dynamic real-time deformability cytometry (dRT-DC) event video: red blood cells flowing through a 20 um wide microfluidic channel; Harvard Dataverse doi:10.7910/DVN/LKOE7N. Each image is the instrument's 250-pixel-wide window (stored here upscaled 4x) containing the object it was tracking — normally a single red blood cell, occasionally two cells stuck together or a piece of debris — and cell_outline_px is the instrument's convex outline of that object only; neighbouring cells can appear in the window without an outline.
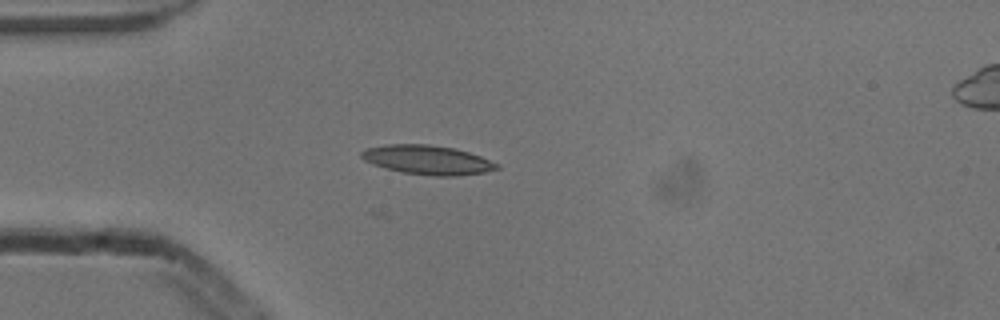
{"species": "common noctule bat (a hibernating species)", "species_latin": "Nyctalus noctula", "temperature_condition": "cold", "stored_images_in_passage": 4, "camera_frame_rate_fps": 3000, "um_per_image_px": 0.085, "animal": {"sex": "male", "body_mass_g": 13.3}, "frame": {"image": 1, "passage_image": 3, "time_ms": 0.667, "image_size_px": [1000, 320], "cell_outline_px": [[500, 168], [484, 172], [456, 176], [432, 176], [400, 172], [372, 164], [364, 160], [360, 156], [360, 152], [368, 148], [384, 144], [428, 144], [452, 148], [468, 152], [480, 156], [500, 164]], "centroid_in_image_um": [36.32, 13.59], "position_along_channel_um": 48.7, "area_um2": 23.06}}